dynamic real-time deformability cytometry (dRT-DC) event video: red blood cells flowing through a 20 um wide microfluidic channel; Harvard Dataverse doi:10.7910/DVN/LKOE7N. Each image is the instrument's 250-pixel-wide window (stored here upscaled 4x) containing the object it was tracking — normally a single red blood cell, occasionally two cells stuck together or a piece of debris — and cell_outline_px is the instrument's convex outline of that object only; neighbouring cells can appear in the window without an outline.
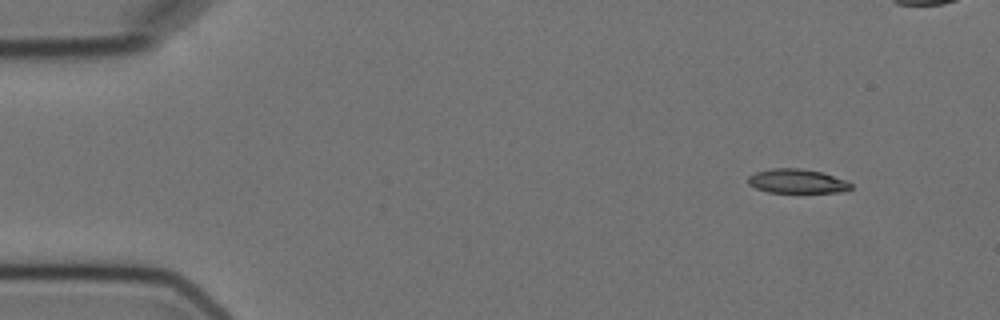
{"species": "Egyptian fruit bat (a non-hibernating species)", "species_latin": "Rousettus aegyptiacus", "temperature_condition": "cold", "stored_images_in_passage": 5, "camera_frame_rate_fps": 3000, "um_per_image_px": 0.085, "animal": {"sex": "female"}, "frame": {"image": 1, "passage_image": 1, "time_ms": 0.0, "image_size_px": [1000, 320], "cell_outline_px": [[852, 188], [844, 192], [768, 192], [756, 188], [748, 184], [748, 176], [756, 172], [772, 168], [800, 168], [820, 172], [848, 180], [852, 184]], "centroid_in_image_um": [67.77, 15.4], "position_along_channel_um": 17.2, "area_um2": 14.51}}